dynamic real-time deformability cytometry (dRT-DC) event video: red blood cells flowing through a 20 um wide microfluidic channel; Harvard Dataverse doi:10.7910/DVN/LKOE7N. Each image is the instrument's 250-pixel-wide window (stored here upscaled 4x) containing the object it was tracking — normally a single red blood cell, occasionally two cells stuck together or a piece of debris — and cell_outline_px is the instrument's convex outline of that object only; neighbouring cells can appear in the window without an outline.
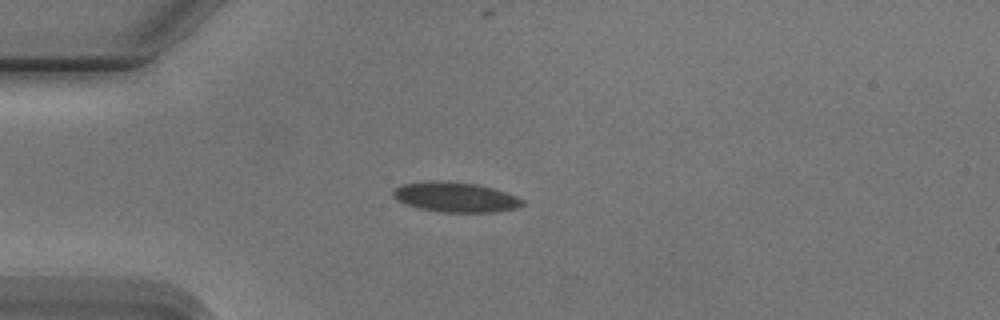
{"species": "Egyptian fruit bat (a non-hibernating species)", "species_latin": "Rousettus aegyptiacus", "temperature_condition": "cold", "stored_images_in_passage": 6, "camera_frame_rate_fps": 3000, "um_per_image_px": 0.085, "animal": {"sex": "male"}, "frame": {"image": 1, "passage_image": 3, "time_ms": 3.0, "image_size_px": [1000, 320], "cell_outline_px": [[524, 204], [520, 208], [496, 212], [440, 212], [420, 208], [404, 204], [396, 200], [392, 196], [392, 192], [396, 188], [404, 184], [428, 180], [440, 180], [476, 184], [492, 188], [516, 196], [524, 200]], "centroid_in_image_um": [38.71, 16.76], "position_along_channel_um": 46.3, "area_um2": 22.72}}
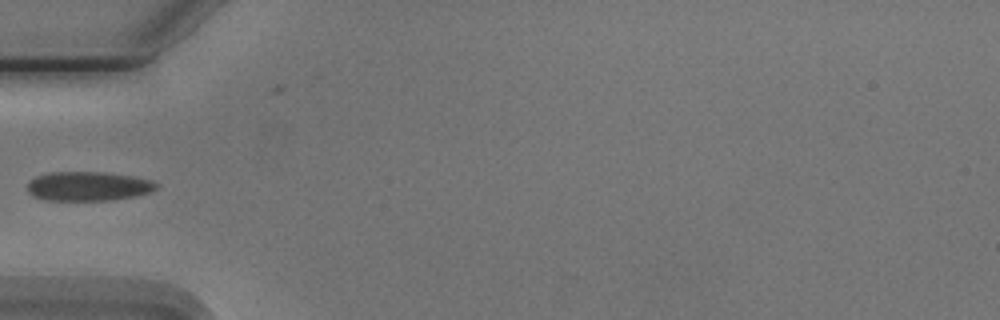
{"frame": {"image": 2, "passage_image": 4, "time_ms": 4.333, "image_size_px": [1000, 320], "cell_outline_px": [[160, 188], [136, 196], [112, 200], [44, 200], [32, 196], [28, 192], [28, 180], [36, 176], [48, 172], [104, 172], [132, 176], [152, 180], [160, 184]], "centroid_in_image_um": [7.5, 15.82], "position_along_channel_um": 77.5, "area_um2": 22.25}}
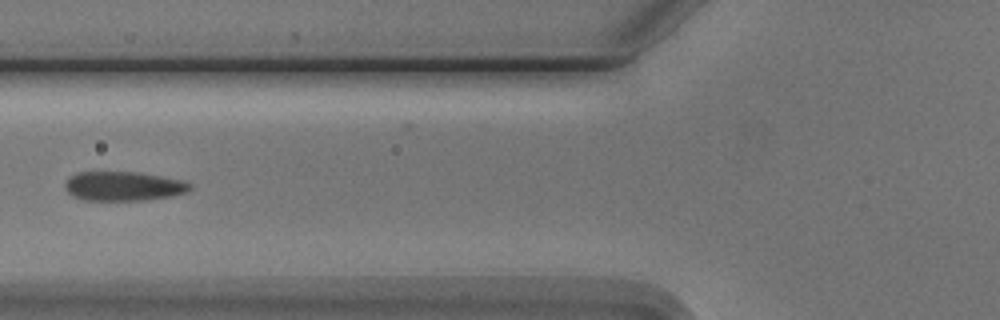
{"frame": {"image": 3, "passage_image": 5, "time_ms": 5.333, "image_size_px": [1000, 320], "cell_outline_px": [[192, 188], [184, 192], [172, 196], [144, 200], [80, 200], [72, 196], [64, 188], [64, 184], [68, 176], [76, 172], [140, 172], [180, 180], [192, 184]], "centroid_in_image_um": [10.42, 15.82], "position_along_channel_um": 115.4, "area_um2": 21.44}}